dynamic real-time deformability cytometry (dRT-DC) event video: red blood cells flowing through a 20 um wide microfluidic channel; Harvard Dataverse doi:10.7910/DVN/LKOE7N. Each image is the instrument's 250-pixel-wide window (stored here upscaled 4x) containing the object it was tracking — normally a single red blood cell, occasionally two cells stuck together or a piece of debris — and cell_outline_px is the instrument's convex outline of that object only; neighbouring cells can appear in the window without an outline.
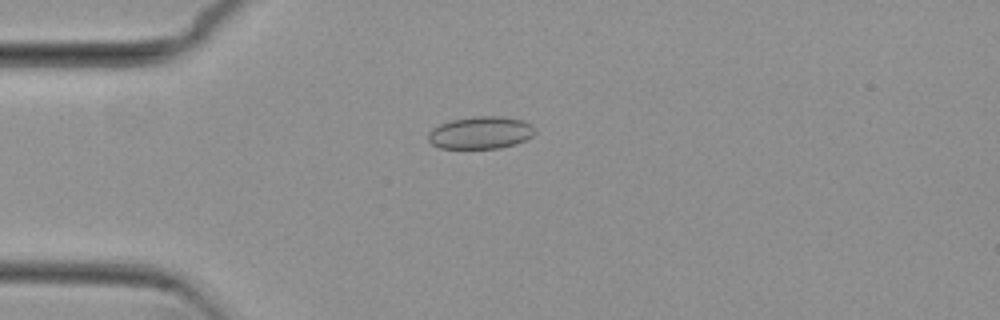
{"species": "common noctule bat (a hibernating species)", "species_latin": "Nyctalus noctula", "temperature_condition": "cold", "stored_images_in_passage": 5, "camera_frame_rate_fps": 3000, "um_per_image_px": 0.085, "animal": {"sex": "female", "body_mass_g": 29.2, "forearm_length_mm": 56.3}, "frame": {"image": 1, "passage_image": 2, "time_ms": 0.333, "image_size_px": [1000, 320], "cell_outline_px": [[536, 132], [532, 136], [516, 144], [500, 148], [440, 148], [432, 144], [428, 140], [428, 132], [432, 128], [440, 124], [452, 120], [472, 116], [500, 116], [524, 120], [532, 124], [536, 128]], "centroid_in_image_um": [40.88, 11.27], "position_along_channel_um": 44.1, "area_um2": 20.35}}